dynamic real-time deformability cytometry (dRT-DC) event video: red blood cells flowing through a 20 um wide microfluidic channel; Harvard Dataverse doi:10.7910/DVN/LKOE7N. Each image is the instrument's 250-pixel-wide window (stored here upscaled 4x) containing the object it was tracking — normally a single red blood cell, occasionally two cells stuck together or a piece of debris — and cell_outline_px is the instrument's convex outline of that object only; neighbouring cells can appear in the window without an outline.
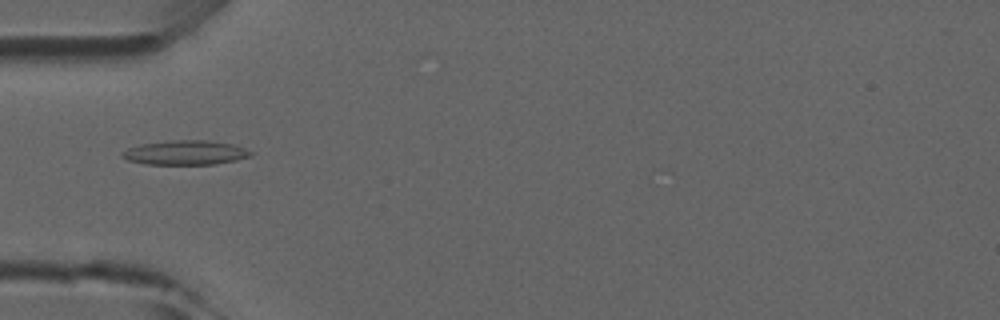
{"species": "common noctule bat (a hibernating species)", "species_latin": "Nyctalus noctula", "temperature_condition": "room temperature", "stored_images_in_passage": 23, "camera_frame_rate_fps": 3000, "um_per_image_px": 0.085, "animal": {"sex": "male", "forearm_length_mm": 52.5}, "frame": {"image": 1, "passage_image": 12, "time_ms": 3.667, "image_size_px": [1000, 320], "cell_outline_px": [[252, 156], [236, 160], [216, 164], [144, 164], [128, 160], [120, 156], [120, 152], [128, 148], [140, 144], [172, 140], [208, 140], [236, 144], [252, 152]], "centroid_in_image_um": [15.76, 12.97], "position_along_channel_um": 69.2, "area_um2": 18.44}}
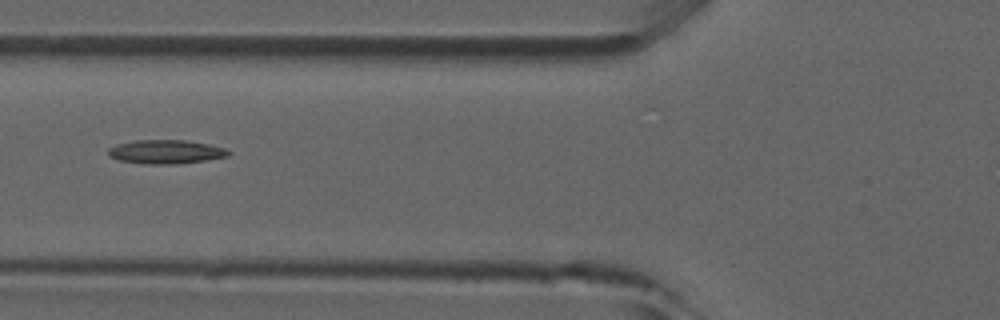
{"frame": {"image": 2, "passage_image": 15, "time_ms": 4.667, "image_size_px": [1000, 320], "cell_outline_px": [[232, 152], [228, 156], [204, 160], [176, 164], [148, 164], [120, 160], [112, 156], [108, 152], [108, 148], [116, 144], [136, 140], [184, 140], [208, 144], [224, 148]], "centroid_in_image_um": [14.11, 12.89], "position_along_channel_um": 111.7, "area_um2": 16.47}}
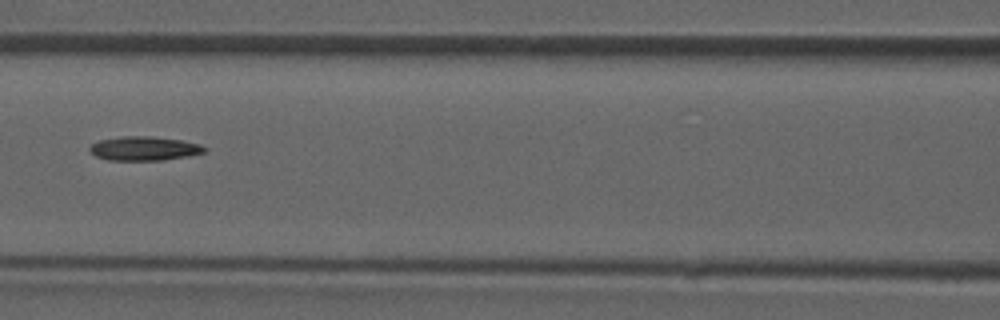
{"frame": {"image": 3, "passage_image": 18, "time_ms": 5.667, "image_size_px": [1000, 320], "cell_outline_px": [[208, 148], [204, 152], [188, 156], [164, 160], [108, 160], [96, 156], [88, 148], [92, 144], [100, 140], [120, 136], [152, 136], [180, 140], [200, 144]], "centroid_in_image_um": [12.27, 12.62], "position_along_channel_um": 154.3, "area_um2": 16.07}}